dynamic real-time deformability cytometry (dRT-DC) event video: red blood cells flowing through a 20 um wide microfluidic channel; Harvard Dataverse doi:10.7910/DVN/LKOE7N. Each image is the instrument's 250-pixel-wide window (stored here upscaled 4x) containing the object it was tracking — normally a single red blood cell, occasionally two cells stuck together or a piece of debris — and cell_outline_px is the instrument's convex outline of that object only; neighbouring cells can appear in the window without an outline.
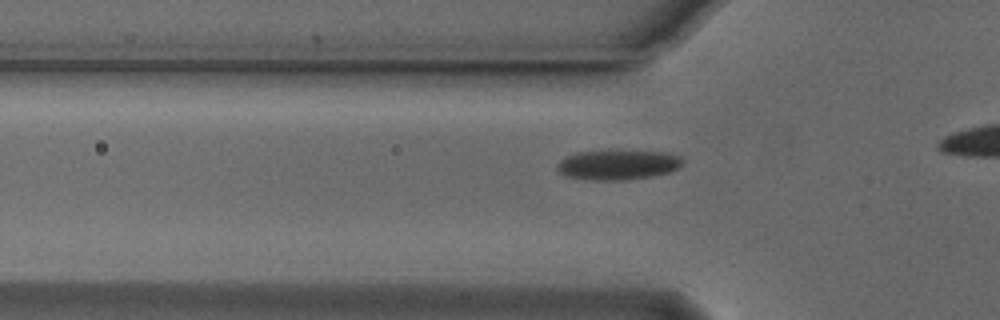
{"species": "Egyptian fruit bat (a non-hibernating species)", "species_latin": "Rousettus aegyptiacus", "temperature_condition": "cold", "stored_images_in_passage": 27, "camera_frame_rate_fps": 3000, "um_per_image_px": 0.085, "animal": {"sex": "male"}, "frame": {"image": 1, "passage_image": 8, "time_ms": 2.333, "image_size_px": [1000, 320], "cell_outline_px": [[684, 160], [676, 168], [668, 172], [652, 176], [628, 180], [592, 180], [564, 176], [556, 168], [556, 164], [564, 156], [576, 152], [616, 148], [664, 152], [680, 156]], "centroid_in_image_um": [52.46, 13.96], "position_along_channel_um": 73.3, "area_um2": 22.72}}
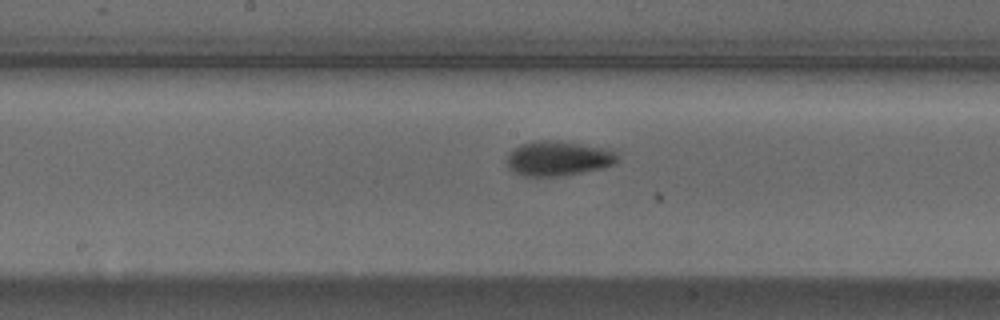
{"frame": {"image": 2, "passage_image": 18, "time_ms": 5.667, "image_size_px": [1000, 320], "cell_outline_px": [[616, 164], [604, 168], [560, 176], [524, 176], [508, 168], [508, 156], [512, 148], [520, 144], [540, 140], [556, 140], [600, 148], [616, 152]], "centroid_in_image_um": [47.41, 13.47], "position_along_channel_um": 200.8, "area_um2": 22.08}}
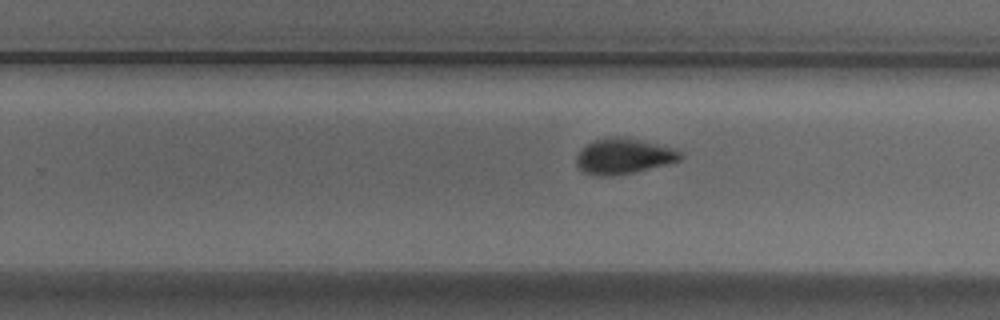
{"frame": {"image": 3, "passage_image": 24, "time_ms": 7.667, "image_size_px": [1000, 320], "cell_outline_px": [[684, 156], [680, 160], [636, 172], [612, 176], [596, 176], [584, 172], [576, 164], [576, 156], [592, 140], [608, 136], [636, 140], [672, 148], [680, 152]], "centroid_in_image_um": [52.97, 13.3], "position_along_channel_um": 276.8, "area_um2": 21.1}}